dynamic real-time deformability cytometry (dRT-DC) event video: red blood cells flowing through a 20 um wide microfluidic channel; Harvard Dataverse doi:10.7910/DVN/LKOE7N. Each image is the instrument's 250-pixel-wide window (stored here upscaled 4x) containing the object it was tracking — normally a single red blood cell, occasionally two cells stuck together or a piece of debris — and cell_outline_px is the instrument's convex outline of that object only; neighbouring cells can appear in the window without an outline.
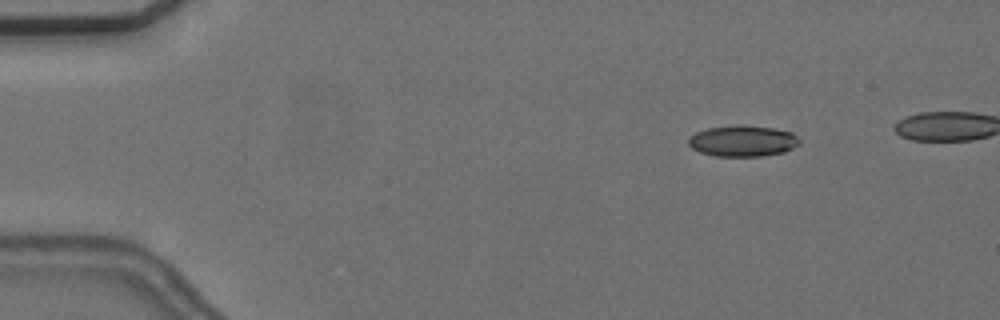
{"species": "common noctule bat (a hibernating species)", "species_latin": "Nyctalus noctula", "temperature_condition": "cold", "stored_images_in_passage": 47, "camera_frame_rate_fps": 3000, "um_per_image_px": 0.085, "animal": {"sex": "female", "body_mass_g": 24.6, "forearm_length_mm": 56.2}, "frame": {"image": 1, "passage_image": 4, "time_ms": 1.0, "image_size_px": [1000, 320], "cell_outline_px": [[800, 144], [784, 152], [760, 156], [716, 156], [700, 152], [692, 148], [688, 144], [688, 136], [696, 132], [708, 128], [736, 124], [740, 124], [772, 128], [792, 132], [800, 140]], "centroid_in_image_um": [63.11, 11.97], "position_along_channel_um": 21.9, "area_um2": 20.23}}
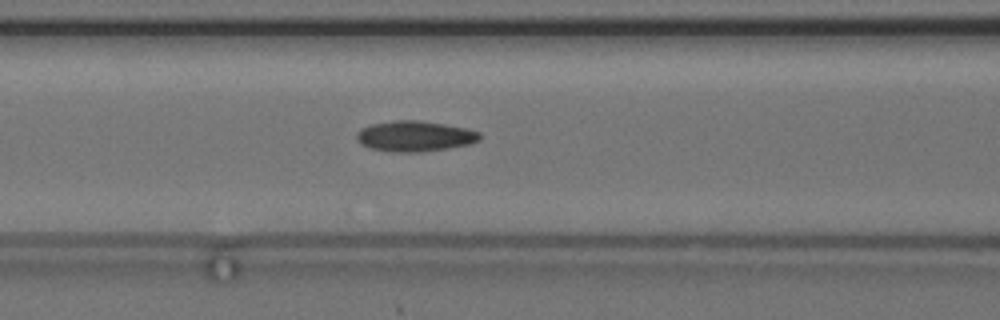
{"frame": {"image": 2, "passage_image": 20, "time_ms": 6.333, "image_size_px": [1000, 320], "cell_outline_px": [[480, 140], [468, 144], [448, 148], [416, 152], [388, 152], [372, 148], [360, 144], [356, 140], [356, 132], [360, 128], [372, 124], [396, 120], [420, 120], [468, 128], [480, 132]], "centroid_in_image_um": [35.23, 11.57], "position_along_channel_um": 131.4, "area_um2": 22.02}}
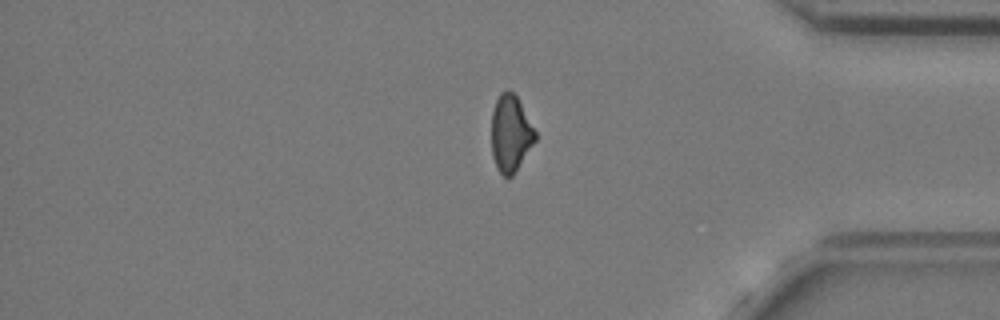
{"frame": {"image": 3, "passage_image": 43, "time_ms": 14.0, "image_size_px": [1000, 320], "cell_outline_px": [[536, 140], [512, 176], [508, 180], [496, 168], [492, 156], [492, 112], [496, 100], [500, 92], [508, 88], [516, 96], [536, 132]], "centroid_in_image_um": [43.38, 11.36], "position_along_channel_um": 391.8, "area_um2": 19.48}}